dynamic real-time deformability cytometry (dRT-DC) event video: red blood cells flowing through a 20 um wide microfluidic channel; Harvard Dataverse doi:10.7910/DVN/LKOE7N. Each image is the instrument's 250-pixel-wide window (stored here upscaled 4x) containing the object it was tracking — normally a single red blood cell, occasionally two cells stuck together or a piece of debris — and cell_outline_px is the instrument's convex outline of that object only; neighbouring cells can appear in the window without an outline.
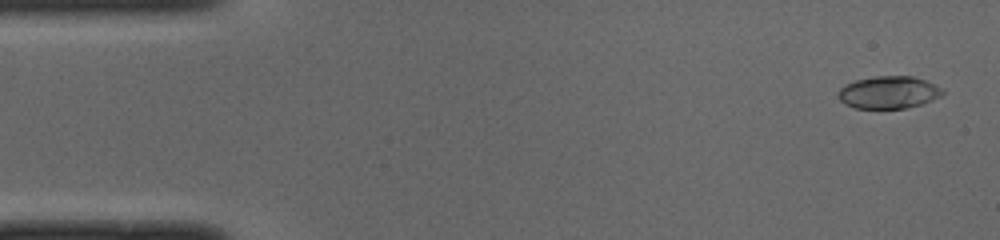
{"species": "common noctule bat (a hibernating species)", "species_latin": "Nyctalus noctula", "temperature_condition": "cold", "stored_images_in_passage": 50, "camera_frame_rate_fps": 3000, "um_per_image_px": 0.085, "animal": {"sex": "male", "body_mass_g": 19.0, "forearm_length_mm": 50.8}, "frame": {"image": 1, "passage_image": 2, "time_ms": 0.333, "image_size_px": [1000, 240], "cell_outline_px": [[944, 92], [940, 96], [932, 100], [920, 104], [904, 108], [856, 108], [844, 104], [836, 96], [836, 92], [844, 84], [856, 80], [876, 76], [912, 76], [924, 80], [944, 88]], "centroid_in_image_um": [75.5, 7.84], "position_along_channel_um": 9.5, "area_um2": 19.77}}
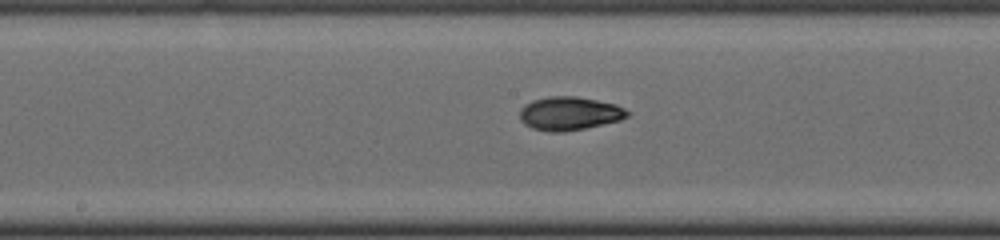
{"frame": {"image": 2, "passage_image": 25, "time_ms": 8.0, "image_size_px": [1000, 240], "cell_outline_px": [[632, 112], [628, 116], [620, 120], [584, 128], [564, 132], [548, 132], [532, 128], [524, 124], [520, 120], [520, 108], [524, 104], [532, 100], [548, 96], [576, 96], [616, 104]], "centroid_in_image_um": [48.38, 9.64], "position_along_channel_um": 199.8, "area_um2": 21.15}}
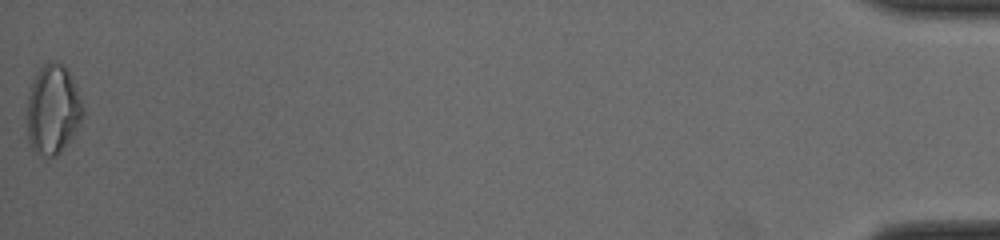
{"frame": {"image": 3, "passage_image": 50, "time_ms": 16.333, "image_size_px": [1000, 240], "cell_outline_px": [[84, 112], [80, 124], [72, 136], [60, 152], [56, 156], [40, 156], [32, 148], [28, 140], [28, 88], [32, 80], [40, 68], [48, 60], [52, 60], [68, 68], [76, 88]], "centroid_in_image_um": [4.48, 9.29], "position_along_channel_um": 430.7, "area_um2": 29.02}, "authors_computed_cell_mechanics": {"area_um2": 20.3745, "velocity_mm_per_s": 3.9946, "shape_relaxation_time_tau1_ms": 4.1475, "shape_relaxation_time_tau2_ms": 2.3844, "deformation_change_tau1": 0.1582, "deformation_change_tau2": 0.0633}}